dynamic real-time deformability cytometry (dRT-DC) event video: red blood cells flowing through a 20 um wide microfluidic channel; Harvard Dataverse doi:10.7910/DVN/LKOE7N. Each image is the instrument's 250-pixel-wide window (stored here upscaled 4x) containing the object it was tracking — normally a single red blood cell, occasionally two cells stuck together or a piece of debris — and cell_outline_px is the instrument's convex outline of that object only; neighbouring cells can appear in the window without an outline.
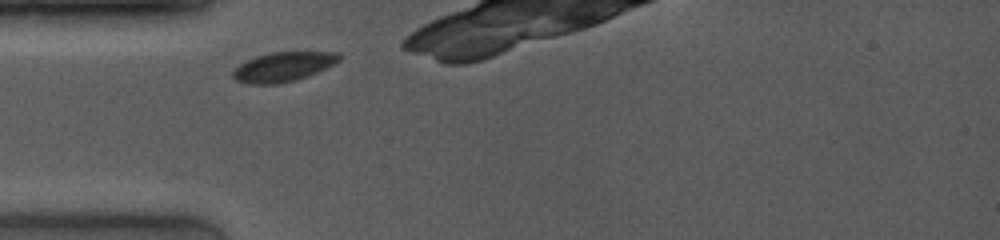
{"species": "common noctule bat (a hibernating species)", "species_latin": "Nyctalus noctula", "temperature_condition": "room temperature", "stored_images_in_passage": 6, "camera_frame_rate_fps": 4000, "um_per_image_px": 0.085, "animal": {"sex": "female", "body_mass_g": 19.0, "forearm_length_mm": 53.3}, "frame": {"image": 1, "passage_image": 1, "time_ms": 0.0, "image_size_px": [1000, 240], "cell_outline_px": [[344, 56], [340, 60], [308, 76], [296, 80], [276, 84], [248, 84], [236, 80], [232, 76], [232, 72], [244, 60], [256, 56], [272, 52], [340, 52]], "centroid_in_image_um": [24.07, 5.67], "position_along_channel_um": 60.9, "area_um2": 18.26}}